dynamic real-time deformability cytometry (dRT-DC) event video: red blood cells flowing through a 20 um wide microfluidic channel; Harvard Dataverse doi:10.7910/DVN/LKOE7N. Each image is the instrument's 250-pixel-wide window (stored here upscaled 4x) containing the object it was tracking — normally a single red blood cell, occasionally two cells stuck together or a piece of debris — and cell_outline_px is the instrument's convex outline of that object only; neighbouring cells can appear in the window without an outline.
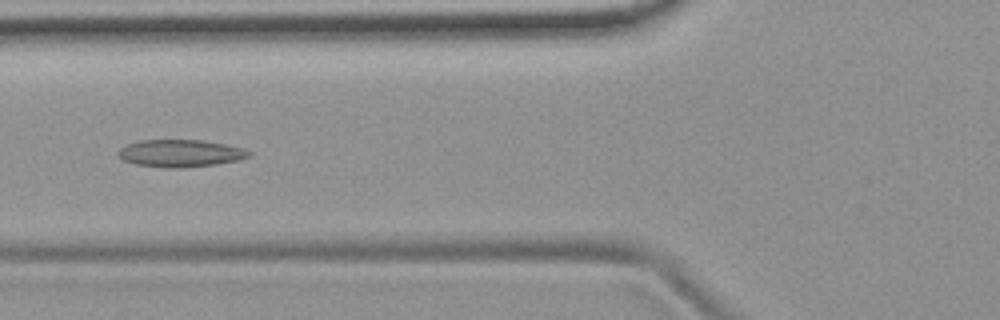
{"species": "common noctule bat (a hibernating species)", "species_latin": "Nyctalus noctula", "temperature_condition": "room temperature", "stored_images_in_passage": 5, "camera_frame_rate_fps": 3000, "um_per_image_px": 0.085, "animal": {"sex": "female", "body_mass_g": 19.9}, "frame": {"image": 1, "passage_image": 5, "time_ms": 4.667, "image_size_px": [1000, 320], "cell_outline_px": [[252, 156], [236, 160], [216, 164], [180, 168], [172, 168], [136, 164], [124, 160], [116, 152], [120, 148], [128, 144], [140, 140], [204, 140], [244, 148], [252, 152]], "centroid_in_image_um": [15.36, 13.02], "position_along_channel_um": 110.4, "area_um2": 20.69}}